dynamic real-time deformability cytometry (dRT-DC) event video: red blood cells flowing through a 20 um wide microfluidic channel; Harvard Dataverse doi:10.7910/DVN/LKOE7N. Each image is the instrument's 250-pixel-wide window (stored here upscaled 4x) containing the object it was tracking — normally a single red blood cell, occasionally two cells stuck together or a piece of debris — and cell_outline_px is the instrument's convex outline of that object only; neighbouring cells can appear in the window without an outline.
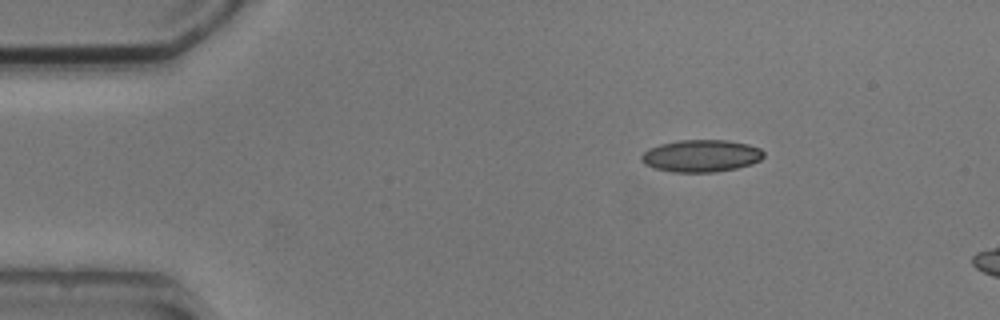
{"species": "common noctule bat (a hibernating species)", "species_latin": "Nyctalus noctula", "temperature_condition": "cold", "stored_images_in_passage": 3, "camera_frame_rate_fps": 3000, "um_per_image_px": 0.085, "animal": {"sex": "male", "body_mass_g": 20.5, "forearm_length_mm": 52.5}, "frame": {"image": 1, "passage_image": 1, "time_ms": 0.0, "image_size_px": [1000, 320], "cell_outline_px": [[764, 156], [760, 160], [752, 164], [736, 168], [716, 172], [672, 172], [652, 168], [644, 164], [640, 160], [640, 156], [648, 148], [660, 144], [680, 140], [728, 140], [748, 144], [760, 148], [764, 152]], "centroid_in_image_um": [59.58, 13.25], "position_along_channel_um": 25.4, "area_um2": 23.18}}